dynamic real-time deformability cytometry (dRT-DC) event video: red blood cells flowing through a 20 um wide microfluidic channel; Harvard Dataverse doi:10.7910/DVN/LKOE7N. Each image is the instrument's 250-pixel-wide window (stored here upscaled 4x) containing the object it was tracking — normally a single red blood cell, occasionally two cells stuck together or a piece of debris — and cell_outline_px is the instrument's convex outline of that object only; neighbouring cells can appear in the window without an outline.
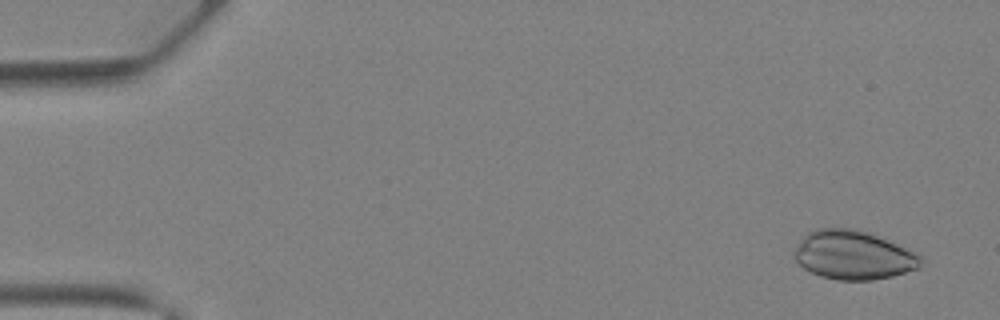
{"species": "Egyptian fruit bat (a non-hibernating species)", "species_latin": "Rousettus aegyptiacus", "temperature_condition": "warm", "stored_images_in_passage": 42, "camera_frame_rate_fps": 3000, "um_per_image_px": 0.085, "animal": {"sex": "female"}, "frame": {"image": 1, "passage_image": 3, "time_ms": 0.667, "image_size_px": [1000, 320], "cell_outline_px": [[924, 256], [920, 268], [892, 276], [872, 280], [836, 280], [820, 276], [804, 268], [792, 256], [792, 252], [800, 240], [808, 232], [816, 228], [856, 228], [880, 236], [920, 252]], "centroid_in_image_um": [72.59, 21.67], "position_along_channel_um": 12.4, "area_um2": 36.76}}
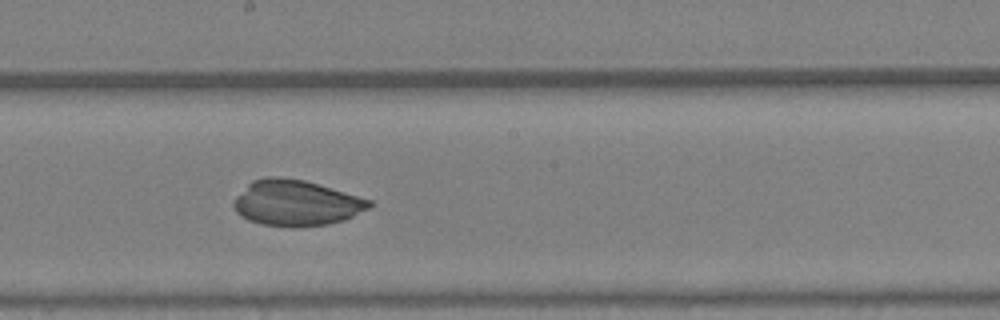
{"frame": {"image": 2, "passage_image": 24, "time_ms": 7.667, "image_size_px": [1000, 320], "cell_outline_px": [[372, 204], [368, 208], [344, 220], [328, 224], [260, 224], [248, 220], [240, 216], [236, 212], [232, 204], [236, 196], [252, 180], [268, 176], [276, 176], [304, 180], [372, 200]], "centroid_in_image_um": [25.13, 17.21], "position_along_channel_um": 223.1, "area_um2": 35.2}}
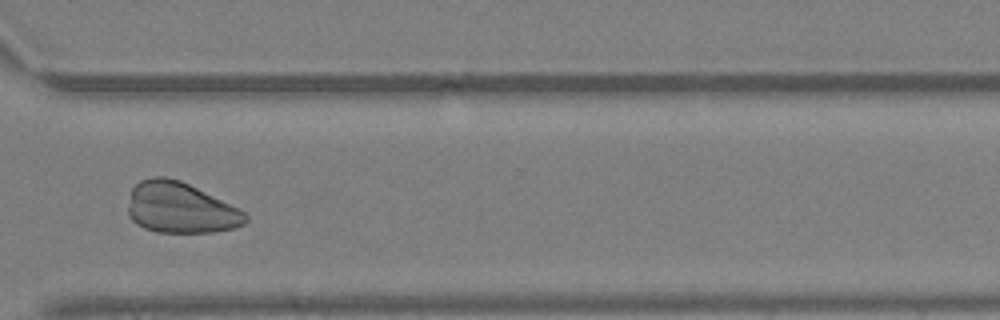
{"frame": {"image": 3, "passage_image": 32, "time_ms": 10.333, "image_size_px": [1000, 320], "cell_outline_px": [[248, 220], [244, 224], [232, 228], [212, 232], [156, 232], [144, 228], [136, 224], [128, 216], [128, 208], [132, 188], [140, 180], [152, 176], [164, 176], [180, 180], [240, 208], [248, 216]], "centroid_in_image_um": [15.33, 17.66], "position_along_channel_um": 355.3, "area_um2": 34.85}}